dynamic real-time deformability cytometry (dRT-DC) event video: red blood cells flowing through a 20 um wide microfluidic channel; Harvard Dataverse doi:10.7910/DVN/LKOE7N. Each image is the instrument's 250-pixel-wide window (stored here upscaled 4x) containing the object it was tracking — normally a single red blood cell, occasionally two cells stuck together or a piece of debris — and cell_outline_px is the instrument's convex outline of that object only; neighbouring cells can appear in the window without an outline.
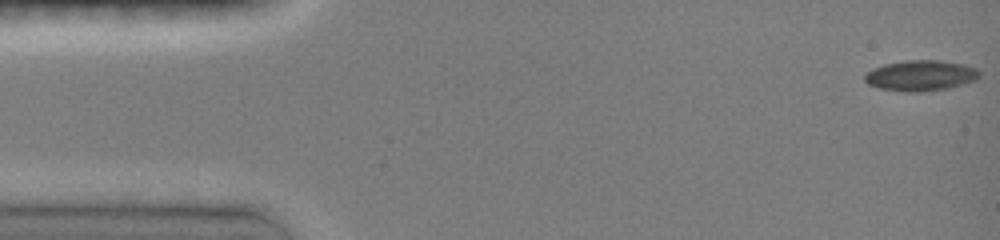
{"species": "common noctule bat (a hibernating species)", "species_latin": "Nyctalus noctula", "temperature_condition": "room temperature", "stored_images_in_passage": 15, "camera_frame_rate_fps": 3000, "um_per_image_px": 0.085, "animal": {"sex": "female", "body_mass_g": 19.0, "forearm_length_mm": 51.5}, "frame": {"image": 1, "passage_image": 1, "time_ms": 0.0, "image_size_px": [1000, 240], "cell_outline_px": [[980, 76], [976, 80], [948, 88], [916, 92], [904, 92], [880, 88], [868, 84], [864, 80], [864, 72], [872, 68], [884, 64], [904, 60], [940, 60], [964, 64], [976, 68], [980, 72]], "centroid_in_image_um": [78.23, 6.41], "position_along_channel_um": 6.8, "area_um2": 20.63}}
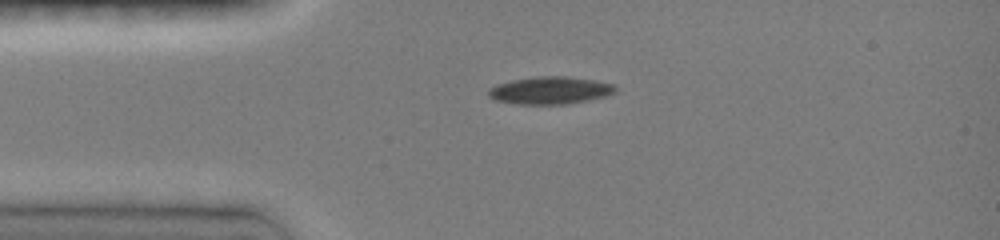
{"frame": {"image": 2, "passage_image": 8, "time_ms": 3.333, "image_size_px": [1000, 240], "cell_outline_px": [[616, 92], [604, 96], [588, 100], [568, 104], [516, 104], [496, 100], [488, 96], [488, 88], [496, 84], [512, 80], [536, 76], [568, 76], [596, 80], [616, 84]], "centroid_in_image_um": [46.77, 7.67], "position_along_channel_um": 38.2, "area_um2": 20.52}}
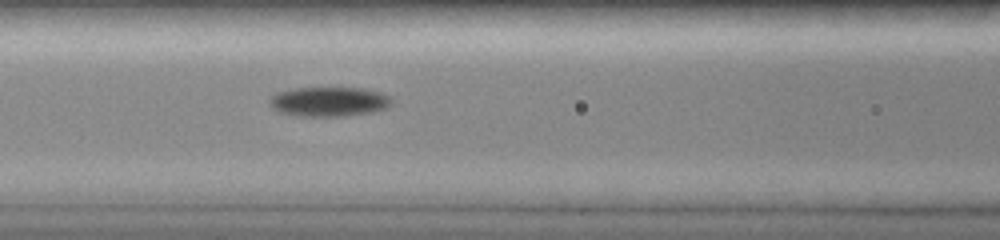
{"frame": {"image": 3, "passage_image": 15, "time_ms": 6.333, "image_size_px": [1000, 240], "cell_outline_px": [[392, 104], [384, 108], [372, 112], [344, 116], [296, 116], [280, 112], [272, 108], [268, 104], [268, 100], [276, 92], [296, 88], [364, 88], [380, 92], [392, 96]], "centroid_in_image_um": [27.95, 8.64], "position_along_channel_um": 138.6, "area_um2": 21.21}}